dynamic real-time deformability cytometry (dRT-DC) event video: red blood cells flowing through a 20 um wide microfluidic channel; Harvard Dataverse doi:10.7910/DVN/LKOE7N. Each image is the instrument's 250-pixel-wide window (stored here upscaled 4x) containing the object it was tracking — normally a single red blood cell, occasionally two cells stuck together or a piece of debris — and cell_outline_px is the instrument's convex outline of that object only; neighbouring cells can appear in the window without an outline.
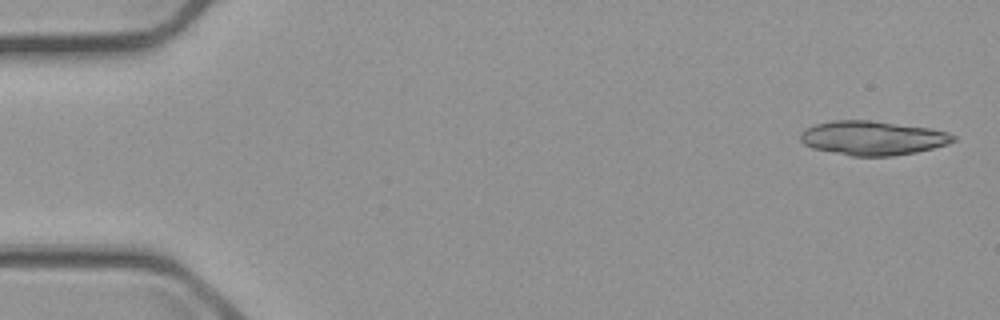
{"species": "common noctule bat (a hibernating species)", "species_latin": "Nyctalus noctula", "temperature_condition": "cold", "stored_images_in_passage": 4, "camera_frame_rate_fps": 3000, "um_per_image_px": 0.085, "animal": {"sex": "male", "body_mass_g": 23.1, "forearm_length_mm": 52.7}, "frame": {"image": 1, "passage_image": 1, "time_ms": 0.0, "image_size_px": [1000, 320], "cell_outline_px": [[956, 140], [948, 144], [916, 152], [892, 156], [852, 156], [812, 148], [804, 144], [800, 140], [800, 132], [816, 124], [832, 120], [872, 120], [932, 128], [948, 132], [956, 136]], "centroid_in_image_um": [74.2, 11.72], "position_along_channel_um": 10.8, "area_um2": 30.58}}